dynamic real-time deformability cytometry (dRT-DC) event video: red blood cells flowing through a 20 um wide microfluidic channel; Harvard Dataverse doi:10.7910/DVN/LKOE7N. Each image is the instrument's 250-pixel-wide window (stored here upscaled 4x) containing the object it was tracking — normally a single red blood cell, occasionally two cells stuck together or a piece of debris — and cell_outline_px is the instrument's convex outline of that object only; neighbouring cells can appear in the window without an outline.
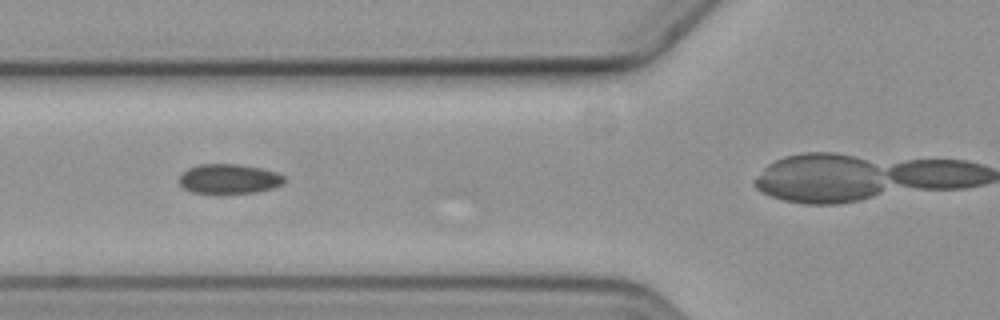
{"species": "common noctule bat (a hibernating species)", "species_latin": "Nyctalus noctula", "temperature_condition": "cold", "stored_images_in_passage": 10, "camera_frame_rate_fps": 3000, "um_per_image_px": 0.085, "animal": {"sex": "female", "body_mass_g": 19.3, "forearm_length_mm": 54.1}, "frame": {"image": 1, "passage_image": 6, "time_ms": 6.667, "image_size_px": [1000, 320], "cell_outline_px": [[284, 184], [272, 188], [256, 192], [220, 196], [216, 196], [192, 192], [184, 188], [180, 184], [180, 176], [188, 168], [200, 164], [240, 164], [260, 168], [276, 172], [284, 176]], "centroid_in_image_um": [19.46, 15.25], "position_along_channel_um": 106.3, "area_um2": 18.79}}